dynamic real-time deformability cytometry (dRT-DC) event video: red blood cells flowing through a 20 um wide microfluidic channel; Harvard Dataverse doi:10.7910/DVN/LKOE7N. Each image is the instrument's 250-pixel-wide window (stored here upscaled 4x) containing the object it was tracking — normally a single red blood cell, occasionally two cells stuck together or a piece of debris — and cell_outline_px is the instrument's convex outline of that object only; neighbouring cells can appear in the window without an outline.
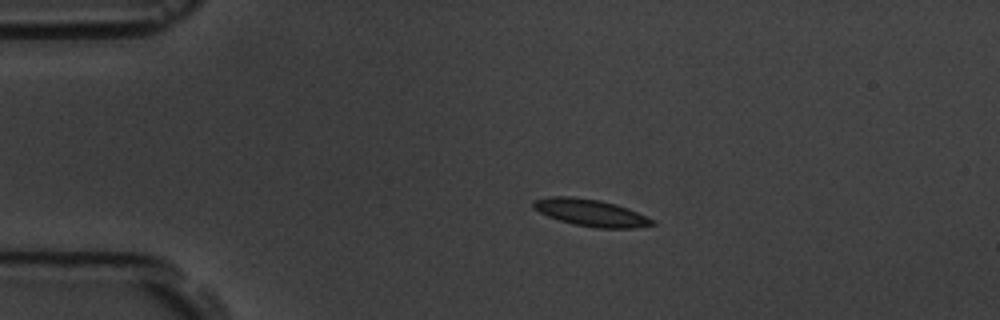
{"species": "common noctule bat (a hibernating species)", "species_latin": "Nyctalus noctula", "temperature_condition": "room temperature", "stored_images_in_passage": 6, "camera_frame_rate_fps": 3000, "um_per_image_px": 0.085, "animal": {"sex": "male", "body_mass_g": 19.5, "forearm_length_mm": 54.6}, "frame": {"image": 1, "passage_image": 3, "time_ms": 2.333, "image_size_px": [1000, 320], "cell_outline_px": [[656, 224], [632, 228], [596, 228], [576, 224], [560, 220], [548, 216], [532, 208], [532, 200], [552, 196], [572, 196], [600, 200], [616, 204], [628, 208], [656, 220]], "centroid_in_image_um": [50.22, 18.07], "position_along_channel_um": 34.8, "area_um2": 18.73}}
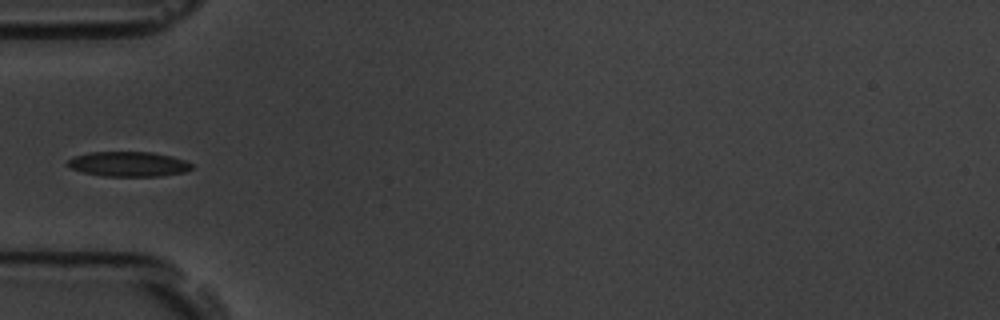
{"frame": {"image": 2, "passage_image": 5, "time_ms": 4.667, "image_size_px": [1000, 320], "cell_outline_px": [[196, 164], [192, 168], [184, 172], [160, 176], [104, 176], [84, 172], [72, 168], [68, 164], [68, 160], [72, 156], [88, 152], [152, 152], [172, 156]], "centroid_in_image_um": [10.96, 13.94], "position_along_channel_um": 74.0, "area_um2": 18.03}}
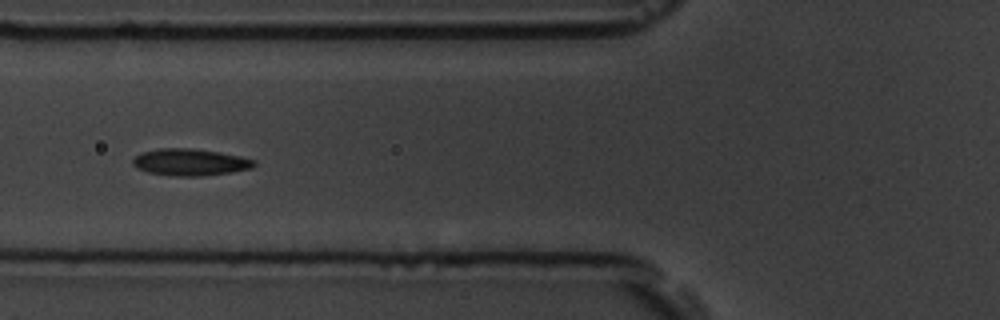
{"frame": {"image": 3, "passage_image": 6, "time_ms": 5.667, "image_size_px": [1000, 320], "cell_outline_px": [[256, 164], [252, 168], [232, 172], [200, 176], [176, 176], [148, 172], [136, 168], [132, 164], [132, 160], [140, 152], [160, 148], [192, 148], [240, 156], [256, 160]], "centroid_in_image_um": [16.15, 13.78], "position_along_channel_um": 109.7, "area_um2": 18.96}}